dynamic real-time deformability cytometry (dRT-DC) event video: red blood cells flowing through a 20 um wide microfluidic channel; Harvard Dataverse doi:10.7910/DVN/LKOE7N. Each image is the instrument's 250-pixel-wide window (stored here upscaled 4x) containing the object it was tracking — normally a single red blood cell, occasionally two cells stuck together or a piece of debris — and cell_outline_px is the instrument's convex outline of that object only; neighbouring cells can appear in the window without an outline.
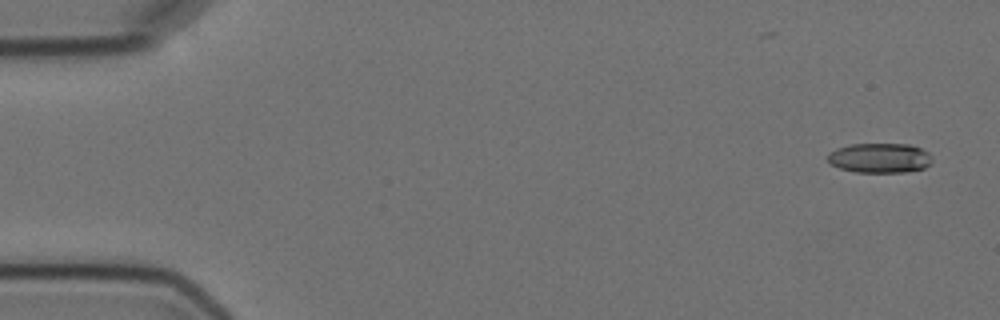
{"species": "Egyptian fruit bat (a non-hibernating species)", "species_latin": "Rousettus aegyptiacus", "temperature_condition": "cold", "stored_images_in_passage": 5, "camera_frame_rate_fps": 3000, "um_per_image_px": 0.085, "animal": {"sex": "female"}, "frame": {"image": 1, "passage_image": 1, "time_ms": 0.0, "image_size_px": [1000, 320], "cell_outline_px": [[932, 160], [924, 168], [908, 172], [856, 172], [840, 168], [832, 164], [828, 160], [828, 152], [836, 148], [852, 144], [908, 144], [920, 148], [928, 152], [932, 156]], "centroid_in_image_um": [74.78, 13.42], "position_along_channel_um": 10.2, "area_um2": 18.09}}
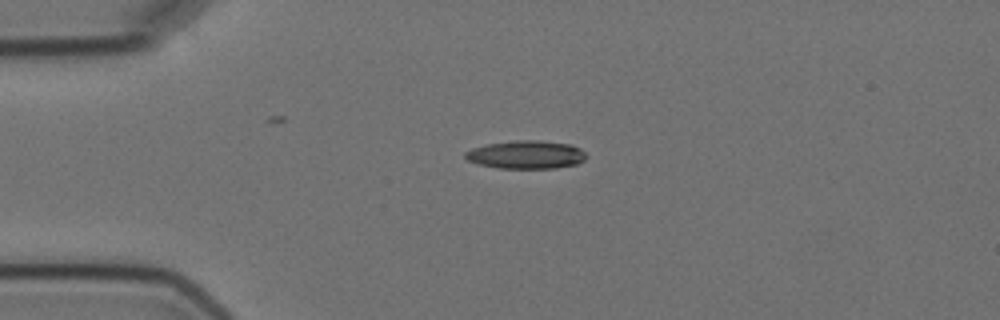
{"frame": {"image": 2, "passage_image": 4, "time_ms": 3.667, "image_size_px": [1000, 320], "cell_outline_px": [[588, 156], [584, 160], [576, 164], [556, 168], [496, 168], [480, 164], [468, 160], [464, 156], [464, 152], [472, 148], [488, 144], [516, 140], [540, 140], [572, 144], [580, 148]], "centroid_in_image_um": [44.75, 13.14], "position_along_channel_um": 40.3, "area_um2": 19.94}}